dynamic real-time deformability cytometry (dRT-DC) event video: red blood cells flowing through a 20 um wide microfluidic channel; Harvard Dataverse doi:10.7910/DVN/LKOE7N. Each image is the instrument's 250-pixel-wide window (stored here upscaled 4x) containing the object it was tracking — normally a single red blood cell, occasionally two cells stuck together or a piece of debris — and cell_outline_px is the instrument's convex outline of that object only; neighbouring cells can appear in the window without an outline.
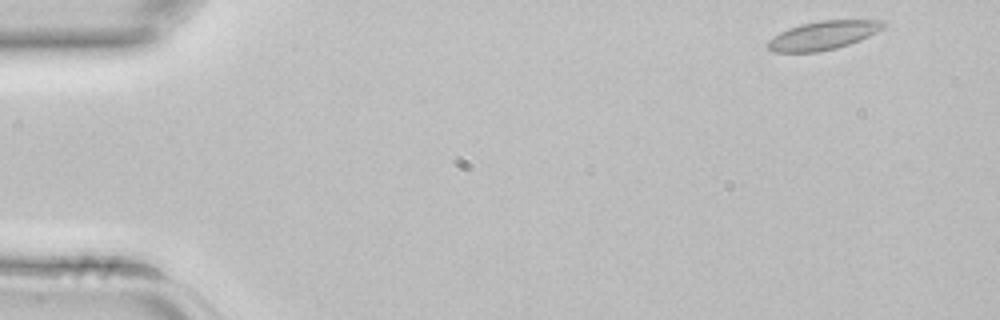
{"species": "common noctule bat (a hibernating species)", "species_latin": "Nyctalus noctula", "temperature_condition": "room temperature", "stored_images_in_passage": 3, "camera_frame_rate_fps": 3000, "um_per_image_px": 0.085, "animal": {"sex": "female", "body_mass_g": 22.7, "forearm_length_mm": 54.2}, "frame": {"image": 1, "passage_image": 1, "time_ms": 0.0, "image_size_px": [1000, 320], "cell_outline_px": [[884, 28], [860, 40], [836, 48], [816, 52], [772, 52], [764, 44], [768, 40], [780, 32], [788, 28], [800, 24], [820, 20], [884, 20]], "centroid_in_image_um": [69.92, 3.0], "position_along_channel_um": 15.1, "area_um2": 19.31}}
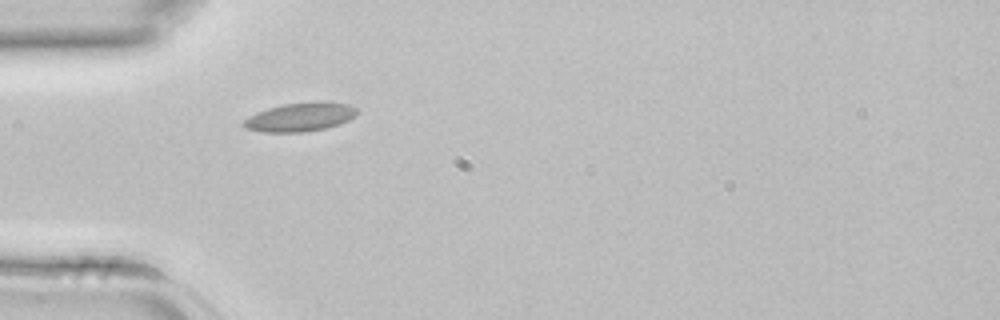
{"frame": {"image": 2, "passage_image": 3, "time_ms": 0.667, "image_size_px": [1000, 320], "cell_outline_px": [[360, 112], [356, 116], [340, 124], [324, 128], [304, 132], [264, 132], [244, 128], [240, 124], [248, 116], [256, 112], [268, 108], [284, 104], [316, 100], [320, 100], [348, 104], [356, 108]], "centroid_in_image_um": [25.52, 9.93], "position_along_channel_um": 59.5, "area_um2": 19.36}}